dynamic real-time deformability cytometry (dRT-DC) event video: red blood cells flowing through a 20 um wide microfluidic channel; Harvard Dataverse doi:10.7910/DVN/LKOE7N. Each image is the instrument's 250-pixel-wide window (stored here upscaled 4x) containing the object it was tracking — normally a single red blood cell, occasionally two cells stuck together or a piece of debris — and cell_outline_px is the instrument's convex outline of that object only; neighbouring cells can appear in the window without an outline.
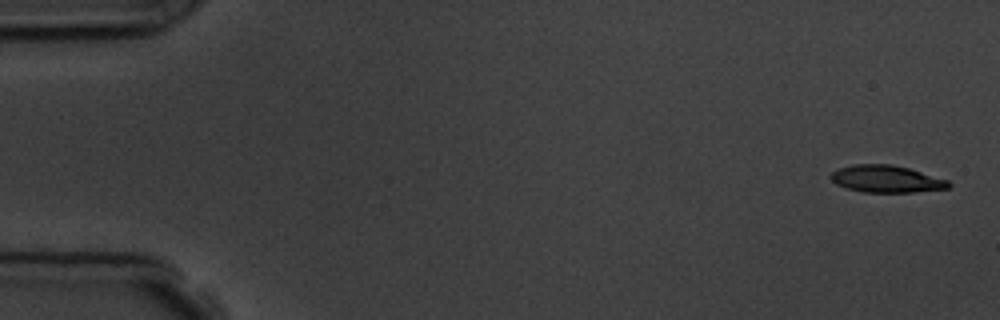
{"species": "common noctule bat (a hibernating species)", "species_latin": "Nyctalus noctula", "temperature_condition": "room temperature", "stored_images_in_passage": 11, "camera_frame_rate_fps": 3000, "um_per_image_px": 0.085, "animal": {"sex": "male", "body_mass_g": 19.5, "forearm_length_mm": 54.6}, "frame": {"image": 1, "passage_image": 1, "time_ms": 0.0, "image_size_px": [1000, 320], "cell_outline_px": [[952, 184], [948, 188], [912, 192], [864, 192], [844, 188], [836, 184], [828, 176], [832, 172], [840, 168], [852, 164], [892, 164], [908, 168], [948, 180]], "centroid_in_image_um": [75.3, 15.21], "position_along_channel_um": 9.7, "area_um2": 18.61}}